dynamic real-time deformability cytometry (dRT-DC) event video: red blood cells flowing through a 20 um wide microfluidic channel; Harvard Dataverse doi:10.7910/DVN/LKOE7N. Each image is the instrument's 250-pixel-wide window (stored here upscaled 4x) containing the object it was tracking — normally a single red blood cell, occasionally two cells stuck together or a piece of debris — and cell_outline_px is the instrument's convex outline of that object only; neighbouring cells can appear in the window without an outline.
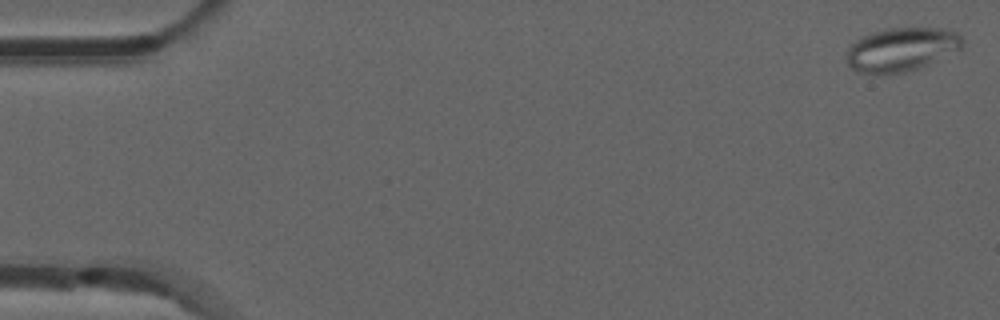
{"species": "common noctule bat (a hibernating species)", "species_latin": "Nyctalus noctula", "temperature_condition": "room temperature", "stored_images_in_passage": 53, "camera_frame_rate_fps": 3000, "um_per_image_px": 0.085, "animal": {"sex": "male", "forearm_length_mm": 52.5}, "frame": {"image": 1, "passage_image": 1, "time_ms": 0.0, "image_size_px": [1000, 320], "cell_outline_px": [[964, 44], [960, 48], [916, 68], [904, 72], [876, 76], [856, 72], [848, 64], [848, 48], [856, 40], [872, 32], [888, 28], [948, 28], [964, 36]], "centroid_in_image_um": [76.6, 4.2], "position_along_channel_um": 8.4, "area_um2": 29.42}}
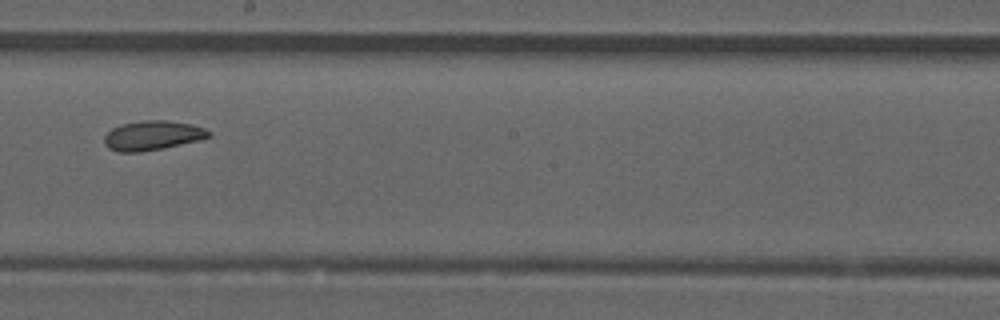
{"frame": {"image": 2, "passage_image": 30, "time_ms": 9.667, "image_size_px": [1000, 320], "cell_outline_px": [[212, 136], [200, 140], [160, 148], [136, 152], [120, 152], [108, 148], [104, 144], [104, 136], [112, 128], [124, 124], [144, 120], [164, 120], [188, 124], [204, 128], [212, 132]], "centroid_in_image_um": [12.96, 11.51], "position_along_channel_um": 235.2, "area_um2": 17.63}}
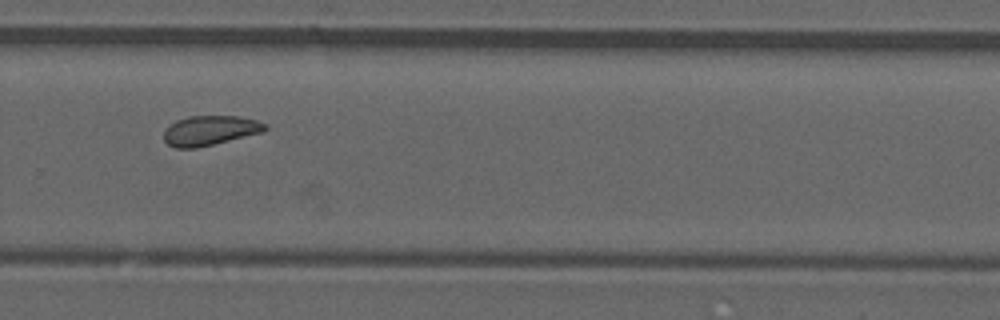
{"frame": {"image": 3, "passage_image": 36, "time_ms": 11.667, "image_size_px": [1000, 320], "cell_outline_px": [[268, 128], [264, 132], [196, 148], [176, 148], [168, 144], [164, 140], [164, 132], [176, 120], [188, 116], [236, 116], [256, 120], [268, 124]], "centroid_in_image_um": [17.88, 11.09], "position_along_channel_um": 311.9, "area_um2": 17.46}, "authors_computed_cell_mechanics": {"area_um2": 18.0914, "velocity_mm_per_s": 3.8468, "shape_relaxation_time_tau1_ms": null, "shape_relaxation_time_tau2_ms": 7.1782, "deformation_change_tau1": null, "deformation_change_tau2": 0.1406}}